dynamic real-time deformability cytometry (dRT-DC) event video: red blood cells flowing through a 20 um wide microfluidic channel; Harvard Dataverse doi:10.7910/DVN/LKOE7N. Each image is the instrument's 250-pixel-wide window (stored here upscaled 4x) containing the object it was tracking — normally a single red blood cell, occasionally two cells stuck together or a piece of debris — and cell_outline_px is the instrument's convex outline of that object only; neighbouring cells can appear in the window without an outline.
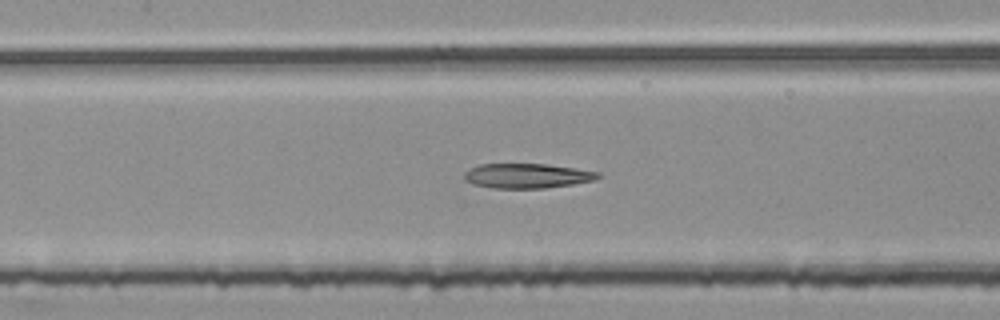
{"species": "common noctule bat (a hibernating species)", "species_latin": "Nyctalus noctula", "temperature_condition": "room temperature", "stored_images_in_passage": 55, "segment_of_instrument_passage": [2, 2], "camera_frame_rate_fps": 3000, "um_per_image_px": 0.085, "animal": {"sex": "female", "body_mass_g": 25.1}, "frame": {"image": 1, "passage_image": 25, "time_ms": 8.0, "image_size_px": [1000, 320], "cell_outline_px": [[600, 176], [596, 180], [572, 184], [544, 188], [492, 188], [472, 184], [464, 180], [464, 172], [468, 168], [480, 164], [548, 164], [576, 168], [600, 172]], "centroid_in_image_um": [44.78, 14.94], "position_along_channel_um": 162.6, "area_um2": 19.42}}
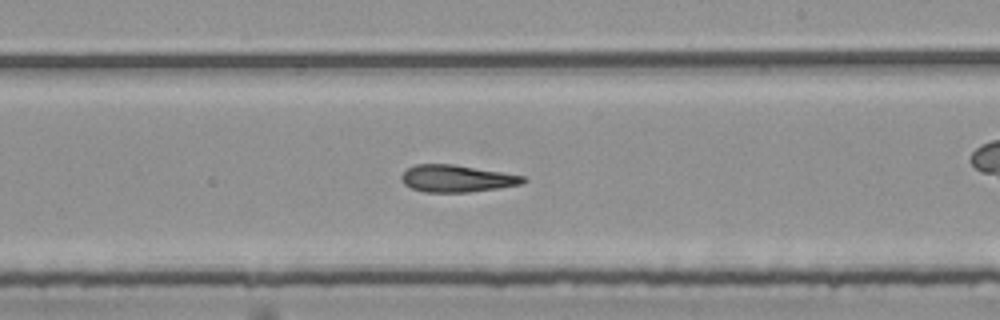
{"frame": {"image": 2, "passage_image": 32, "time_ms": 10.333, "image_size_px": [1000, 320], "cell_outline_px": [[528, 180], [520, 184], [496, 188], [468, 192], [424, 192], [412, 188], [404, 184], [400, 180], [400, 176], [408, 168], [416, 164], [452, 164], [528, 176]], "centroid_in_image_um": [38.83, 15.17], "position_along_channel_um": 250.2, "area_um2": 19.19}}
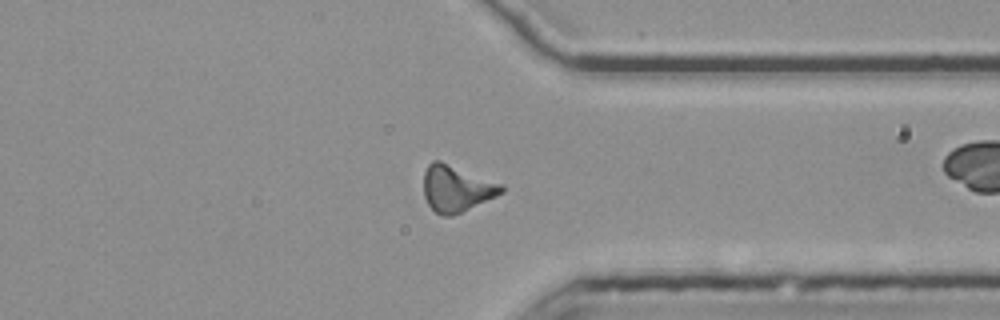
{"frame": {"image": 3, "passage_image": 42, "time_ms": 13.667, "image_size_px": [1000, 320], "cell_outline_px": [[504, 192], [496, 196], [452, 216], [444, 216], [436, 212], [428, 204], [424, 196], [424, 172], [428, 164], [432, 160], [440, 160], [504, 184]], "centroid_in_image_um": [38.8, 16.0], "position_along_channel_um": 372.6, "area_um2": 21.04}}